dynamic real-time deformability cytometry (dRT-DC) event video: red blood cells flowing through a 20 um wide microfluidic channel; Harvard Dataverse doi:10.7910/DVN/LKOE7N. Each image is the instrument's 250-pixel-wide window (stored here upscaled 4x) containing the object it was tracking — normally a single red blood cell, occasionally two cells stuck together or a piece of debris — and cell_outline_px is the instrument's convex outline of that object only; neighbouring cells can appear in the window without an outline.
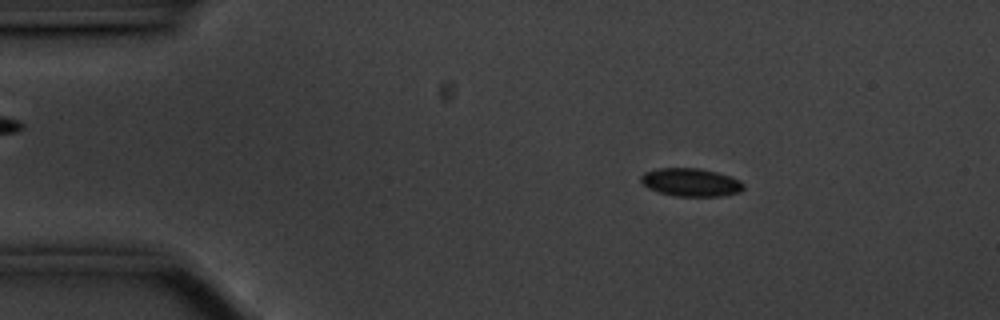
{"species": "common noctule bat (a hibernating species)", "species_latin": "Nyctalus noctula", "temperature_condition": "cold", "stored_images_in_passage": 56, "camera_frame_rate_fps": 3000, "um_per_image_px": 0.085, "animal": {"sex": "male", "body_mass_g": 20.1, "forearm_length_mm": 53.5}, "frame": {"image": 1, "passage_image": 8, "time_ms": 2.333, "image_size_px": [1000, 320], "cell_outline_px": [[744, 188], [740, 192], [720, 196], [676, 196], [660, 192], [648, 188], [640, 180], [640, 176], [644, 172], [656, 168], [700, 168], [732, 176], [740, 180], [744, 184]], "centroid_in_image_um": [58.73, 15.49], "position_along_channel_um": 26.3, "area_um2": 16.88}}
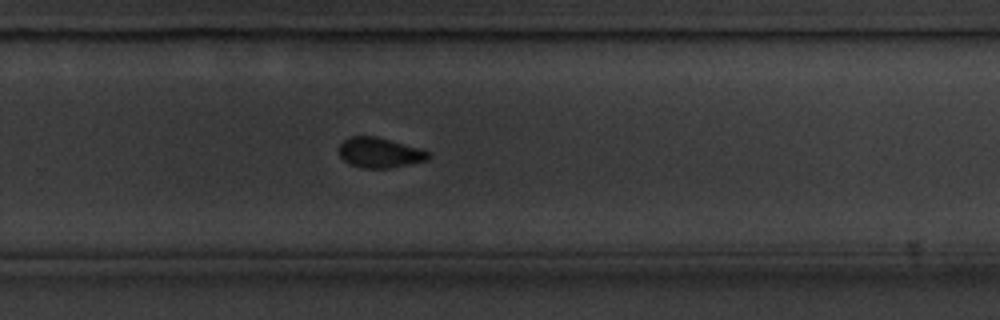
{"frame": {"image": 2, "passage_image": 36, "time_ms": 11.667, "image_size_px": [1000, 320], "cell_outline_px": [[432, 156], [428, 160], [388, 168], [360, 168], [344, 160], [340, 156], [340, 144], [344, 140], [352, 136], [376, 136], [420, 148], [432, 152]], "centroid_in_image_um": [32.32, 12.97], "position_along_channel_um": 297.5, "area_um2": 15.66}}
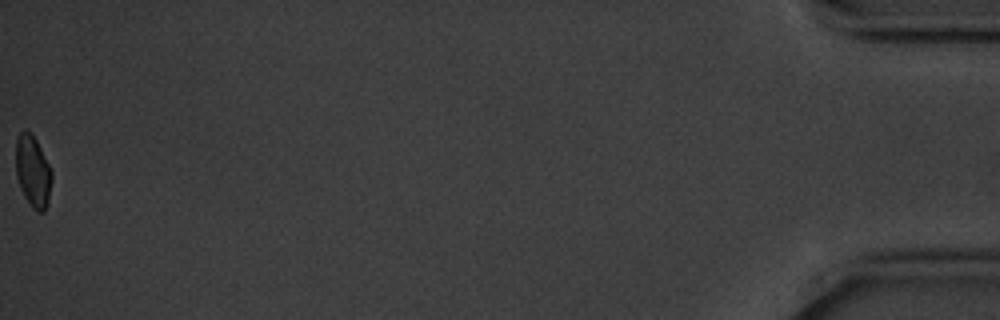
{"frame": {"image": 3, "passage_image": 56, "time_ms": 18.333, "image_size_px": [1000, 320], "cell_outline_px": [[52, 180], [48, 200], [44, 212], [36, 212], [32, 208], [24, 196], [20, 188], [16, 176], [16, 140], [20, 132], [24, 128], [28, 128], [36, 140], [52, 172]], "centroid_in_image_um": [2.78, 14.56], "position_along_channel_um": 432.4, "area_um2": 15.09}, "authors_computed_cell_mechanics": {"area_um2": 16.5597, "velocity_mm_per_s": 3.524, "shape_relaxation_time_tau1_ms": 3.2416, "shape_relaxation_time_tau2_ms": 3.6127, "deformation_change_tau1": 0.0736, "deformation_change_tau2": 0.0615}}